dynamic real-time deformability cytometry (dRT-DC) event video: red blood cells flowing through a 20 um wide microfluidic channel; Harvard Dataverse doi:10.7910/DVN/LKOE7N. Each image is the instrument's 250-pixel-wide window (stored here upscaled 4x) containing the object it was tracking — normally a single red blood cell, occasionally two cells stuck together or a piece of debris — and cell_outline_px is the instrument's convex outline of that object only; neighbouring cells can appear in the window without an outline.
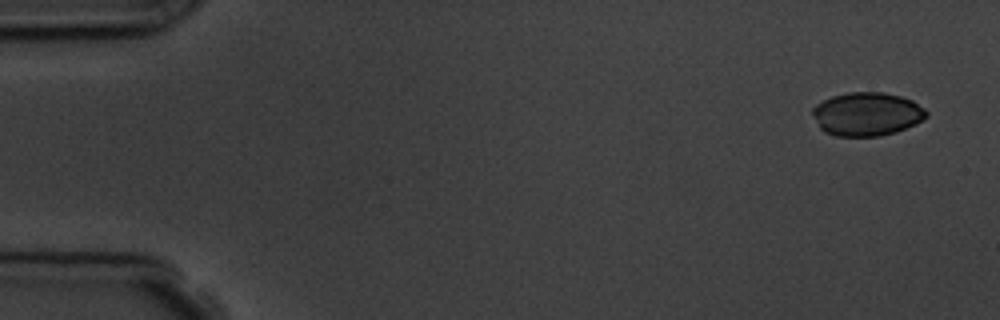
{"species": "common noctule bat (a hibernating species)", "species_latin": "Nyctalus noctula", "temperature_condition": "room temperature", "stored_images_in_passage": 7, "camera_frame_rate_fps": 3000, "um_per_image_px": 0.085, "animal": {"sex": "male", "body_mass_g": 19.5, "forearm_length_mm": 54.6}, "frame": {"image": 1, "passage_image": 1, "time_ms": 0.0, "image_size_px": [1000, 320], "cell_outline_px": [[928, 116], [924, 120], [916, 124], [896, 132], [880, 136], [836, 136], [824, 132], [820, 128], [812, 112], [812, 108], [816, 104], [832, 96], [848, 92], [884, 92], [900, 96], [912, 100], [924, 108], [928, 112]], "centroid_in_image_um": [73.71, 9.69], "position_along_channel_um": 11.3, "area_um2": 29.02}}
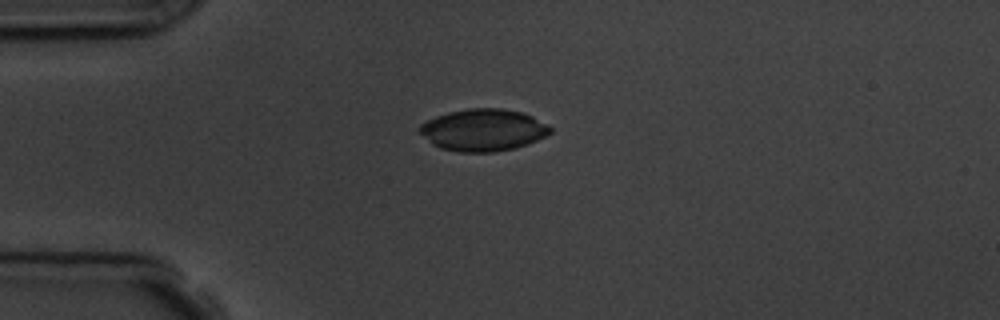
{"frame": {"image": 2, "passage_image": 4, "time_ms": 3.667, "image_size_px": [1000, 320], "cell_outline_px": [[552, 132], [528, 144], [516, 148], [492, 152], [460, 152], [440, 148], [432, 144], [420, 132], [420, 124], [436, 116], [448, 112], [468, 108], [500, 108], [520, 112], [532, 116], [548, 124], [552, 128]], "centroid_in_image_um": [41.09, 11.05], "position_along_channel_um": 43.9, "area_um2": 31.91}}